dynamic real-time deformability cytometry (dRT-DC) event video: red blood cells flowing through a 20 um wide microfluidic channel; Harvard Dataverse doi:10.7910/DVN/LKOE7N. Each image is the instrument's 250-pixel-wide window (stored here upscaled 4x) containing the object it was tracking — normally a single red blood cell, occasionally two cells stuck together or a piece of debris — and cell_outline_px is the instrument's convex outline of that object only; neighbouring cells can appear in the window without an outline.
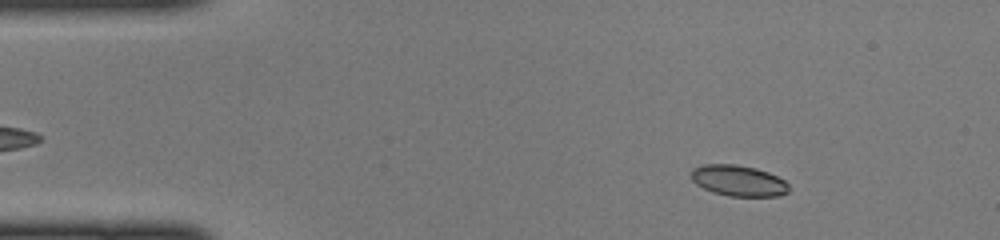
{"species": "common noctule bat (a hibernating species)", "species_latin": "Nyctalus noctula", "temperature_condition": "cold", "stored_images_in_passage": 43, "camera_frame_rate_fps": 3000, "um_per_image_px": 0.085, "animal": {"sex": "female", "body_mass_g": 22.0, "forearm_length_mm": 56.7}, "frame": {"image": 1, "passage_image": 6, "time_ms": 1.667, "image_size_px": [1000, 240], "cell_outline_px": [[788, 192], [780, 196], [728, 196], [712, 192], [696, 184], [688, 176], [688, 172], [692, 168], [704, 164], [736, 164], [756, 168], [768, 172], [784, 180], [788, 184]], "centroid_in_image_um": [62.71, 15.35], "position_along_channel_um": 22.3, "area_um2": 17.86}}
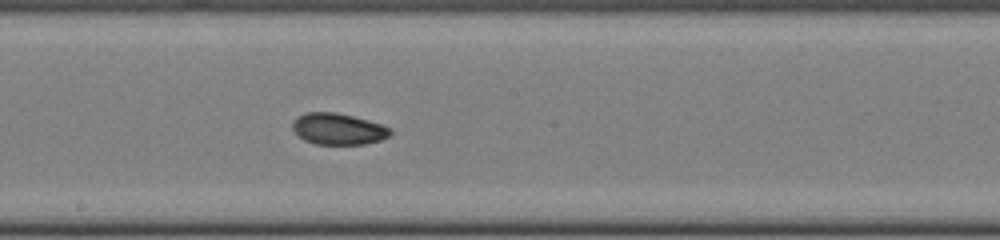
{"frame": {"image": 2, "passage_image": 25, "time_ms": 8.0, "image_size_px": [1000, 240], "cell_outline_px": [[392, 132], [388, 136], [380, 140], [364, 144], [316, 144], [304, 140], [292, 128], [292, 120], [296, 116], [308, 112], [336, 112], [368, 120], [392, 128]], "centroid_in_image_um": [28.73, 10.95], "position_along_channel_um": 219.5, "area_um2": 17.86}}
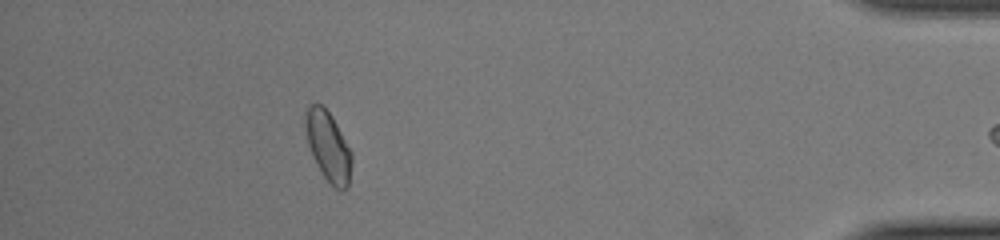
{"frame": {"image": 3, "passage_image": 42, "time_ms": 13.667, "image_size_px": [1000, 240], "cell_outline_px": [[352, 164], [348, 188], [344, 192], [336, 188], [324, 176], [312, 156], [308, 144], [304, 128], [304, 120], [308, 108], [312, 104], [320, 104], [332, 116], [352, 152]], "centroid_in_image_um": [27.91, 12.46], "position_along_channel_um": 407.3, "area_um2": 18.73}}